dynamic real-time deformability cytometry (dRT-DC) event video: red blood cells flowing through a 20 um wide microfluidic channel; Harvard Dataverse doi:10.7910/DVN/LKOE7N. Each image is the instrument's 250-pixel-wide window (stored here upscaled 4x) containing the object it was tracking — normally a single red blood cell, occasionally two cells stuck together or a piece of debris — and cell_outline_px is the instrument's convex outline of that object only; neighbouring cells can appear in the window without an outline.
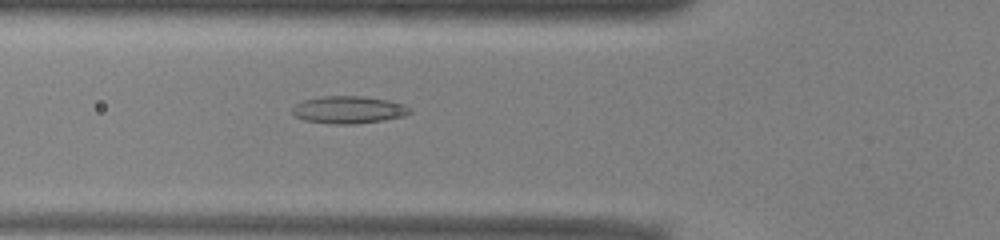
{"species": "common noctule bat (a hibernating species)", "species_latin": "Nyctalus noctula", "temperature_condition": "warm", "stored_images_in_passage": 38, "camera_frame_rate_fps": 3000, "um_per_image_px": 0.085, "animal": {"sex": "male", "body_mass_g": 13.0, "forearm_length_mm": 53.1}, "frame": {"image": 1, "passage_image": 7, "time_ms": 2.0, "image_size_px": [1000, 240], "cell_outline_px": [[412, 112], [404, 116], [384, 120], [356, 124], [332, 124], [304, 120], [296, 116], [292, 112], [292, 108], [296, 104], [304, 100], [320, 96], [364, 96], [388, 100], [404, 104], [412, 108]], "centroid_in_image_um": [29.66, 9.33], "position_along_channel_um": 96.1, "area_um2": 18.9}}
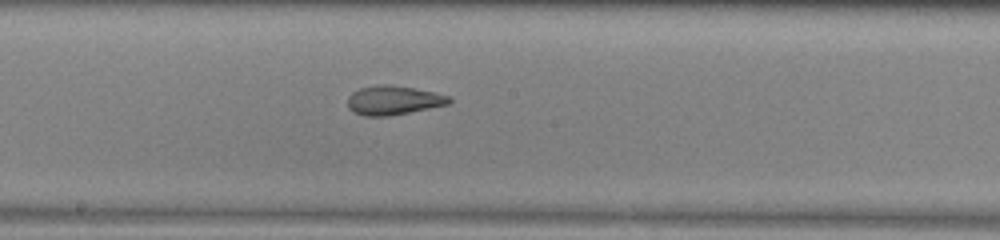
{"frame": {"image": 2, "passage_image": 16, "time_ms": 5.0, "image_size_px": [1000, 240], "cell_outline_px": [[452, 100], [448, 104], [388, 116], [364, 116], [352, 112], [348, 108], [348, 96], [352, 92], [360, 88], [380, 84], [388, 84], [412, 88], [432, 92], [448, 96]], "centroid_in_image_um": [33.37, 8.52], "position_along_channel_um": 214.8, "area_um2": 16.99}}
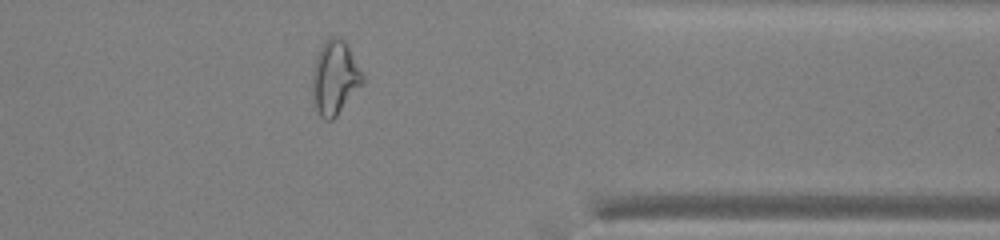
{"frame": {"image": 3, "passage_image": 30, "time_ms": 9.667, "image_size_px": [1000, 240], "cell_outline_px": [[364, 80], [336, 116], [332, 120], [324, 120], [320, 116], [316, 108], [312, 88], [312, 80], [316, 56], [320, 48], [328, 36], [340, 36], [348, 44], [364, 76]], "centroid_in_image_um": [28.46, 6.55], "position_along_channel_um": 382.9, "area_um2": 21.39}, "authors_computed_cell_mechanics": {"area_um2": 18.4093, "velocity_mm_per_s": 3.9435, "shape_relaxation_time_tau1_ms": null, "shape_relaxation_time_tau2_ms": 2.6236, "deformation_change_tau1": null, "deformation_change_tau2": 0.1064}}